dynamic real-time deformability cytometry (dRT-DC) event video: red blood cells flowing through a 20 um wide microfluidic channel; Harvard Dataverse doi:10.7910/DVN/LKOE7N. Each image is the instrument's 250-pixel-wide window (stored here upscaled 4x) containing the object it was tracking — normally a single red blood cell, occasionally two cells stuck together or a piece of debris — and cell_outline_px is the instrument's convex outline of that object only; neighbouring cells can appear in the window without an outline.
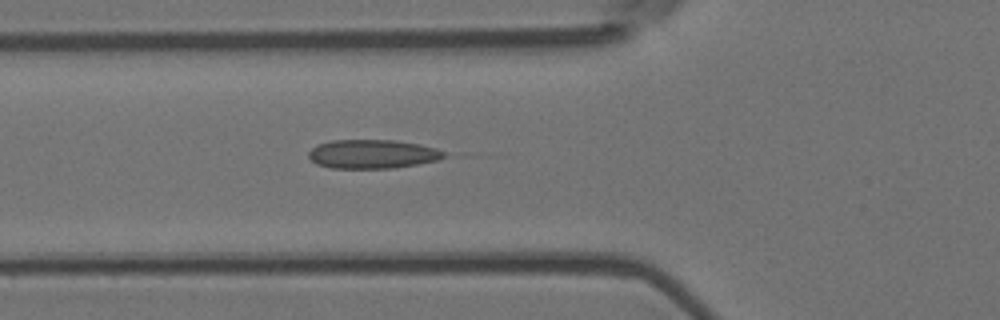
{"species": "Egyptian fruit bat (a non-hibernating species)", "species_latin": "Rousettus aegyptiacus", "temperature_condition": "room temperature", "stored_images_in_passage": 5, "camera_frame_rate_fps": 3000, "um_per_image_px": 0.085, "animal": {"sex": "female"}, "frame": {"image": 1, "passage_image": 5, "time_ms": 1.333, "image_size_px": [1000, 320], "cell_outline_px": [[444, 156], [436, 160], [416, 164], [392, 168], [332, 168], [316, 164], [308, 156], [308, 152], [316, 144], [332, 140], [392, 140], [420, 144], [436, 148], [444, 152]], "centroid_in_image_um": [31.6, 13.09], "position_along_channel_um": 94.2, "area_um2": 22.66}}